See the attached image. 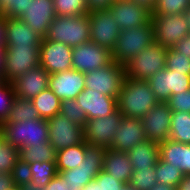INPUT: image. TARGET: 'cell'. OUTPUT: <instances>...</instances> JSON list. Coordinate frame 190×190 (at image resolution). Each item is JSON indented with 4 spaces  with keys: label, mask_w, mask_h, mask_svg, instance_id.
<instances>
[{
    "label": "cell",
    "mask_w": 190,
    "mask_h": 190,
    "mask_svg": "<svg viewBox=\"0 0 190 190\" xmlns=\"http://www.w3.org/2000/svg\"><path fill=\"white\" fill-rule=\"evenodd\" d=\"M103 170L110 174L113 179L125 184L129 183L133 168L128 153L111 148L106 149Z\"/></svg>",
    "instance_id": "25"
},
{
    "label": "cell",
    "mask_w": 190,
    "mask_h": 190,
    "mask_svg": "<svg viewBox=\"0 0 190 190\" xmlns=\"http://www.w3.org/2000/svg\"><path fill=\"white\" fill-rule=\"evenodd\" d=\"M169 139L182 144H190L189 112H172Z\"/></svg>",
    "instance_id": "30"
},
{
    "label": "cell",
    "mask_w": 190,
    "mask_h": 190,
    "mask_svg": "<svg viewBox=\"0 0 190 190\" xmlns=\"http://www.w3.org/2000/svg\"><path fill=\"white\" fill-rule=\"evenodd\" d=\"M155 42L152 23L135 28L121 30L112 50L113 61L125 65L143 49Z\"/></svg>",
    "instance_id": "4"
},
{
    "label": "cell",
    "mask_w": 190,
    "mask_h": 190,
    "mask_svg": "<svg viewBox=\"0 0 190 190\" xmlns=\"http://www.w3.org/2000/svg\"><path fill=\"white\" fill-rule=\"evenodd\" d=\"M40 65V46L6 47L4 81L17 77Z\"/></svg>",
    "instance_id": "9"
},
{
    "label": "cell",
    "mask_w": 190,
    "mask_h": 190,
    "mask_svg": "<svg viewBox=\"0 0 190 190\" xmlns=\"http://www.w3.org/2000/svg\"><path fill=\"white\" fill-rule=\"evenodd\" d=\"M172 111L166 102H158L141 118L148 140L162 142L169 139Z\"/></svg>",
    "instance_id": "17"
},
{
    "label": "cell",
    "mask_w": 190,
    "mask_h": 190,
    "mask_svg": "<svg viewBox=\"0 0 190 190\" xmlns=\"http://www.w3.org/2000/svg\"><path fill=\"white\" fill-rule=\"evenodd\" d=\"M49 143L55 151L84 142L83 127L70 121L65 116L56 114L47 119Z\"/></svg>",
    "instance_id": "11"
},
{
    "label": "cell",
    "mask_w": 190,
    "mask_h": 190,
    "mask_svg": "<svg viewBox=\"0 0 190 190\" xmlns=\"http://www.w3.org/2000/svg\"><path fill=\"white\" fill-rule=\"evenodd\" d=\"M55 18L53 0H29L27 9L20 19L40 37L45 38Z\"/></svg>",
    "instance_id": "18"
},
{
    "label": "cell",
    "mask_w": 190,
    "mask_h": 190,
    "mask_svg": "<svg viewBox=\"0 0 190 190\" xmlns=\"http://www.w3.org/2000/svg\"><path fill=\"white\" fill-rule=\"evenodd\" d=\"M107 10L121 30L151 23L152 13L129 0H114Z\"/></svg>",
    "instance_id": "16"
},
{
    "label": "cell",
    "mask_w": 190,
    "mask_h": 190,
    "mask_svg": "<svg viewBox=\"0 0 190 190\" xmlns=\"http://www.w3.org/2000/svg\"><path fill=\"white\" fill-rule=\"evenodd\" d=\"M0 135L18 149L48 143V122L43 118L25 122H6L0 126Z\"/></svg>",
    "instance_id": "2"
},
{
    "label": "cell",
    "mask_w": 190,
    "mask_h": 190,
    "mask_svg": "<svg viewBox=\"0 0 190 190\" xmlns=\"http://www.w3.org/2000/svg\"><path fill=\"white\" fill-rule=\"evenodd\" d=\"M72 49L67 44L42 38L40 45V66L49 74L73 69Z\"/></svg>",
    "instance_id": "15"
},
{
    "label": "cell",
    "mask_w": 190,
    "mask_h": 190,
    "mask_svg": "<svg viewBox=\"0 0 190 190\" xmlns=\"http://www.w3.org/2000/svg\"><path fill=\"white\" fill-rule=\"evenodd\" d=\"M48 88L61 101L75 99L85 89V73L70 69L50 74Z\"/></svg>",
    "instance_id": "19"
},
{
    "label": "cell",
    "mask_w": 190,
    "mask_h": 190,
    "mask_svg": "<svg viewBox=\"0 0 190 190\" xmlns=\"http://www.w3.org/2000/svg\"><path fill=\"white\" fill-rule=\"evenodd\" d=\"M122 117L116 109L103 118L87 120L83 127L84 141L89 145L110 148Z\"/></svg>",
    "instance_id": "10"
},
{
    "label": "cell",
    "mask_w": 190,
    "mask_h": 190,
    "mask_svg": "<svg viewBox=\"0 0 190 190\" xmlns=\"http://www.w3.org/2000/svg\"><path fill=\"white\" fill-rule=\"evenodd\" d=\"M150 190H177V187L167 184L156 183V185Z\"/></svg>",
    "instance_id": "55"
},
{
    "label": "cell",
    "mask_w": 190,
    "mask_h": 190,
    "mask_svg": "<svg viewBox=\"0 0 190 190\" xmlns=\"http://www.w3.org/2000/svg\"><path fill=\"white\" fill-rule=\"evenodd\" d=\"M82 190H101V185L95 179L90 181Z\"/></svg>",
    "instance_id": "54"
},
{
    "label": "cell",
    "mask_w": 190,
    "mask_h": 190,
    "mask_svg": "<svg viewBox=\"0 0 190 190\" xmlns=\"http://www.w3.org/2000/svg\"><path fill=\"white\" fill-rule=\"evenodd\" d=\"M60 114L68 118L70 121L84 127L88 118L77 103L76 99H68L61 101Z\"/></svg>",
    "instance_id": "38"
},
{
    "label": "cell",
    "mask_w": 190,
    "mask_h": 190,
    "mask_svg": "<svg viewBox=\"0 0 190 190\" xmlns=\"http://www.w3.org/2000/svg\"><path fill=\"white\" fill-rule=\"evenodd\" d=\"M10 174L16 188L27 184L32 180V170L30 164L24 162L20 158L16 160L15 166L12 168Z\"/></svg>",
    "instance_id": "42"
},
{
    "label": "cell",
    "mask_w": 190,
    "mask_h": 190,
    "mask_svg": "<svg viewBox=\"0 0 190 190\" xmlns=\"http://www.w3.org/2000/svg\"><path fill=\"white\" fill-rule=\"evenodd\" d=\"M166 68L176 72H183L185 75H190V57L176 51L173 47L168 48Z\"/></svg>",
    "instance_id": "39"
},
{
    "label": "cell",
    "mask_w": 190,
    "mask_h": 190,
    "mask_svg": "<svg viewBox=\"0 0 190 190\" xmlns=\"http://www.w3.org/2000/svg\"><path fill=\"white\" fill-rule=\"evenodd\" d=\"M15 98L13 83L2 81L0 83V126L7 122Z\"/></svg>",
    "instance_id": "35"
},
{
    "label": "cell",
    "mask_w": 190,
    "mask_h": 190,
    "mask_svg": "<svg viewBox=\"0 0 190 190\" xmlns=\"http://www.w3.org/2000/svg\"><path fill=\"white\" fill-rule=\"evenodd\" d=\"M155 174L157 183L167 184L177 187L178 183L183 179L184 174L180 169L172 164L164 162L161 158L156 163Z\"/></svg>",
    "instance_id": "32"
},
{
    "label": "cell",
    "mask_w": 190,
    "mask_h": 190,
    "mask_svg": "<svg viewBox=\"0 0 190 190\" xmlns=\"http://www.w3.org/2000/svg\"><path fill=\"white\" fill-rule=\"evenodd\" d=\"M90 24V41L112 52L121 32L120 27L114 21L107 10H95L88 13Z\"/></svg>",
    "instance_id": "12"
},
{
    "label": "cell",
    "mask_w": 190,
    "mask_h": 190,
    "mask_svg": "<svg viewBox=\"0 0 190 190\" xmlns=\"http://www.w3.org/2000/svg\"><path fill=\"white\" fill-rule=\"evenodd\" d=\"M155 43L171 48L178 41L190 35L188 23L183 14L152 15Z\"/></svg>",
    "instance_id": "8"
},
{
    "label": "cell",
    "mask_w": 190,
    "mask_h": 190,
    "mask_svg": "<svg viewBox=\"0 0 190 190\" xmlns=\"http://www.w3.org/2000/svg\"><path fill=\"white\" fill-rule=\"evenodd\" d=\"M173 48L182 53L185 54V56L190 57V35L184 37L180 41H178Z\"/></svg>",
    "instance_id": "47"
},
{
    "label": "cell",
    "mask_w": 190,
    "mask_h": 190,
    "mask_svg": "<svg viewBox=\"0 0 190 190\" xmlns=\"http://www.w3.org/2000/svg\"><path fill=\"white\" fill-rule=\"evenodd\" d=\"M40 118L49 119L60 113L61 100L49 88L32 99Z\"/></svg>",
    "instance_id": "28"
},
{
    "label": "cell",
    "mask_w": 190,
    "mask_h": 190,
    "mask_svg": "<svg viewBox=\"0 0 190 190\" xmlns=\"http://www.w3.org/2000/svg\"><path fill=\"white\" fill-rule=\"evenodd\" d=\"M44 190H69V187L64 178L57 174L50 180V183L44 187Z\"/></svg>",
    "instance_id": "45"
},
{
    "label": "cell",
    "mask_w": 190,
    "mask_h": 190,
    "mask_svg": "<svg viewBox=\"0 0 190 190\" xmlns=\"http://www.w3.org/2000/svg\"><path fill=\"white\" fill-rule=\"evenodd\" d=\"M49 73L37 66L12 81L16 97L32 100L48 88Z\"/></svg>",
    "instance_id": "22"
},
{
    "label": "cell",
    "mask_w": 190,
    "mask_h": 190,
    "mask_svg": "<svg viewBox=\"0 0 190 190\" xmlns=\"http://www.w3.org/2000/svg\"><path fill=\"white\" fill-rule=\"evenodd\" d=\"M29 0H0V15L6 18H18L24 15Z\"/></svg>",
    "instance_id": "41"
},
{
    "label": "cell",
    "mask_w": 190,
    "mask_h": 190,
    "mask_svg": "<svg viewBox=\"0 0 190 190\" xmlns=\"http://www.w3.org/2000/svg\"><path fill=\"white\" fill-rule=\"evenodd\" d=\"M6 47H0V77L4 81V66H5Z\"/></svg>",
    "instance_id": "51"
},
{
    "label": "cell",
    "mask_w": 190,
    "mask_h": 190,
    "mask_svg": "<svg viewBox=\"0 0 190 190\" xmlns=\"http://www.w3.org/2000/svg\"><path fill=\"white\" fill-rule=\"evenodd\" d=\"M155 176V167L133 170L129 184L136 190H150L157 183Z\"/></svg>",
    "instance_id": "37"
},
{
    "label": "cell",
    "mask_w": 190,
    "mask_h": 190,
    "mask_svg": "<svg viewBox=\"0 0 190 190\" xmlns=\"http://www.w3.org/2000/svg\"><path fill=\"white\" fill-rule=\"evenodd\" d=\"M32 170V182L45 187L57 174L56 162L29 163Z\"/></svg>",
    "instance_id": "33"
},
{
    "label": "cell",
    "mask_w": 190,
    "mask_h": 190,
    "mask_svg": "<svg viewBox=\"0 0 190 190\" xmlns=\"http://www.w3.org/2000/svg\"><path fill=\"white\" fill-rule=\"evenodd\" d=\"M125 78L124 65L113 61L106 67L86 72L85 88L95 90L99 93L117 99Z\"/></svg>",
    "instance_id": "7"
},
{
    "label": "cell",
    "mask_w": 190,
    "mask_h": 190,
    "mask_svg": "<svg viewBox=\"0 0 190 190\" xmlns=\"http://www.w3.org/2000/svg\"><path fill=\"white\" fill-rule=\"evenodd\" d=\"M177 190H190V175H184L177 185Z\"/></svg>",
    "instance_id": "52"
},
{
    "label": "cell",
    "mask_w": 190,
    "mask_h": 190,
    "mask_svg": "<svg viewBox=\"0 0 190 190\" xmlns=\"http://www.w3.org/2000/svg\"><path fill=\"white\" fill-rule=\"evenodd\" d=\"M6 25L5 17L0 15V47H6Z\"/></svg>",
    "instance_id": "50"
},
{
    "label": "cell",
    "mask_w": 190,
    "mask_h": 190,
    "mask_svg": "<svg viewBox=\"0 0 190 190\" xmlns=\"http://www.w3.org/2000/svg\"><path fill=\"white\" fill-rule=\"evenodd\" d=\"M19 158L24 162H56V151L50 143L26 146L19 149Z\"/></svg>",
    "instance_id": "29"
},
{
    "label": "cell",
    "mask_w": 190,
    "mask_h": 190,
    "mask_svg": "<svg viewBox=\"0 0 190 190\" xmlns=\"http://www.w3.org/2000/svg\"><path fill=\"white\" fill-rule=\"evenodd\" d=\"M39 118L40 116L32 100L16 97L7 122H25L26 120L31 121Z\"/></svg>",
    "instance_id": "31"
},
{
    "label": "cell",
    "mask_w": 190,
    "mask_h": 190,
    "mask_svg": "<svg viewBox=\"0 0 190 190\" xmlns=\"http://www.w3.org/2000/svg\"><path fill=\"white\" fill-rule=\"evenodd\" d=\"M6 47L40 46L42 37L18 18H6Z\"/></svg>",
    "instance_id": "23"
},
{
    "label": "cell",
    "mask_w": 190,
    "mask_h": 190,
    "mask_svg": "<svg viewBox=\"0 0 190 190\" xmlns=\"http://www.w3.org/2000/svg\"><path fill=\"white\" fill-rule=\"evenodd\" d=\"M18 190H44V187L38 186L36 183L30 181L29 183L18 187Z\"/></svg>",
    "instance_id": "53"
},
{
    "label": "cell",
    "mask_w": 190,
    "mask_h": 190,
    "mask_svg": "<svg viewBox=\"0 0 190 190\" xmlns=\"http://www.w3.org/2000/svg\"><path fill=\"white\" fill-rule=\"evenodd\" d=\"M182 14L185 17L188 23L189 30H190V6Z\"/></svg>",
    "instance_id": "56"
},
{
    "label": "cell",
    "mask_w": 190,
    "mask_h": 190,
    "mask_svg": "<svg viewBox=\"0 0 190 190\" xmlns=\"http://www.w3.org/2000/svg\"><path fill=\"white\" fill-rule=\"evenodd\" d=\"M121 190H136V189L133 188L129 183H126V184L123 185Z\"/></svg>",
    "instance_id": "57"
},
{
    "label": "cell",
    "mask_w": 190,
    "mask_h": 190,
    "mask_svg": "<svg viewBox=\"0 0 190 190\" xmlns=\"http://www.w3.org/2000/svg\"><path fill=\"white\" fill-rule=\"evenodd\" d=\"M15 184L10 173H0V190H14Z\"/></svg>",
    "instance_id": "48"
},
{
    "label": "cell",
    "mask_w": 190,
    "mask_h": 190,
    "mask_svg": "<svg viewBox=\"0 0 190 190\" xmlns=\"http://www.w3.org/2000/svg\"><path fill=\"white\" fill-rule=\"evenodd\" d=\"M190 6V0H157L152 15L182 14Z\"/></svg>",
    "instance_id": "40"
},
{
    "label": "cell",
    "mask_w": 190,
    "mask_h": 190,
    "mask_svg": "<svg viewBox=\"0 0 190 190\" xmlns=\"http://www.w3.org/2000/svg\"><path fill=\"white\" fill-rule=\"evenodd\" d=\"M87 145L84 141L81 144L56 151L57 171L62 172L77 168L83 162Z\"/></svg>",
    "instance_id": "27"
},
{
    "label": "cell",
    "mask_w": 190,
    "mask_h": 190,
    "mask_svg": "<svg viewBox=\"0 0 190 190\" xmlns=\"http://www.w3.org/2000/svg\"><path fill=\"white\" fill-rule=\"evenodd\" d=\"M98 184L101 185V190H121L125 183L117 181L111 177L110 174L105 172L103 169L95 178Z\"/></svg>",
    "instance_id": "44"
},
{
    "label": "cell",
    "mask_w": 190,
    "mask_h": 190,
    "mask_svg": "<svg viewBox=\"0 0 190 190\" xmlns=\"http://www.w3.org/2000/svg\"><path fill=\"white\" fill-rule=\"evenodd\" d=\"M158 102L147 80L126 77L117 98V109L123 116L141 119Z\"/></svg>",
    "instance_id": "1"
},
{
    "label": "cell",
    "mask_w": 190,
    "mask_h": 190,
    "mask_svg": "<svg viewBox=\"0 0 190 190\" xmlns=\"http://www.w3.org/2000/svg\"><path fill=\"white\" fill-rule=\"evenodd\" d=\"M145 140L148 139L141 119L123 116L110 148L116 151L128 152Z\"/></svg>",
    "instance_id": "20"
},
{
    "label": "cell",
    "mask_w": 190,
    "mask_h": 190,
    "mask_svg": "<svg viewBox=\"0 0 190 190\" xmlns=\"http://www.w3.org/2000/svg\"><path fill=\"white\" fill-rule=\"evenodd\" d=\"M56 16H79L88 14L86 0H53Z\"/></svg>",
    "instance_id": "34"
},
{
    "label": "cell",
    "mask_w": 190,
    "mask_h": 190,
    "mask_svg": "<svg viewBox=\"0 0 190 190\" xmlns=\"http://www.w3.org/2000/svg\"><path fill=\"white\" fill-rule=\"evenodd\" d=\"M127 153L133 170L155 167L160 158L159 142L145 140L134 146Z\"/></svg>",
    "instance_id": "26"
},
{
    "label": "cell",
    "mask_w": 190,
    "mask_h": 190,
    "mask_svg": "<svg viewBox=\"0 0 190 190\" xmlns=\"http://www.w3.org/2000/svg\"><path fill=\"white\" fill-rule=\"evenodd\" d=\"M147 82L159 102H166L172 94L190 90V75L164 68Z\"/></svg>",
    "instance_id": "14"
},
{
    "label": "cell",
    "mask_w": 190,
    "mask_h": 190,
    "mask_svg": "<svg viewBox=\"0 0 190 190\" xmlns=\"http://www.w3.org/2000/svg\"><path fill=\"white\" fill-rule=\"evenodd\" d=\"M19 158V149L0 135V173H11Z\"/></svg>",
    "instance_id": "36"
},
{
    "label": "cell",
    "mask_w": 190,
    "mask_h": 190,
    "mask_svg": "<svg viewBox=\"0 0 190 190\" xmlns=\"http://www.w3.org/2000/svg\"><path fill=\"white\" fill-rule=\"evenodd\" d=\"M88 120L103 118L117 109V99L85 88L76 98Z\"/></svg>",
    "instance_id": "21"
},
{
    "label": "cell",
    "mask_w": 190,
    "mask_h": 190,
    "mask_svg": "<svg viewBox=\"0 0 190 190\" xmlns=\"http://www.w3.org/2000/svg\"><path fill=\"white\" fill-rule=\"evenodd\" d=\"M160 158L190 175V144H182L170 139L159 142Z\"/></svg>",
    "instance_id": "24"
},
{
    "label": "cell",
    "mask_w": 190,
    "mask_h": 190,
    "mask_svg": "<svg viewBox=\"0 0 190 190\" xmlns=\"http://www.w3.org/2000/svg\"><path fill=\"white\" fill-rule=\"evenodd\" d=\"M105 151L106 148L102 146L88 144L83 162L77 168L58 172L68 184L69 190H82L98 176L103 169Z\"/></svg>",
    "instance_id": "5"
},
{
    "label": "cell",
    "mask_w": 190,
    "mask_h": 190,
    "mask_svg": "<svg viewBox=\"0 0 190 190\" xmlns=\"http://www.w3.org/2000/svg\"><path fill=\"white\" fill-rule=\"evenodd\" d=\"M45 39L75 47L90 41L89 15L56 16Z\"/></svg>",
    "instance_id": "3"
},
{
    "label": "cell",
    "mask_w": 190,
    "mask_h": 190,
    "mask_svg": "<svg viewBox=\"0 0 190 190\" xmlns=\"http://www.w3.org/2000/svg\"><path fill=\"white\" fill-rule=\"evenodd\" d=\"M134 2L135 4L146 8L149 10L151 13H153L156 5H157V0H129Z\"/></svg>",
    "instance_id": "49"
},
{
    "label": "cell",
    "mask_w": 190,
    "mask_h": 190,
    "mask_svg": "<svg viewBox=\"0 0 190 190\" xmlns=\"http://www.w3.org/2000/svg\"><path fill=\"white\" fill-rule=\"evenodd\" d=\"M167 52L168 48L154 42L124 65L126 77L148 80L158 71L166 68Z\"/></svg>",
    "instance_id": "6"
},
{
    "label": "cell",
    "mask_w": 190,
    "mask_h": 190,
    "mask_svg": "<svg viewBox=\"0 0 190 190\" xmlns=\"http://www.w3.org/2000/svg\"><path fill=\"white\" fill-rule=\"evenodd\" d=\"M88 12L108 9L114 0H86Z\"/></svg>",
    "instance_id": "46"
},
{
    "label": "cell",
    "mask_w": 190,
    "mask_h": 190,
    "mask_svg": "<svg viewBox=\"0 0 190 190\" xmlns=\"http://www.w3.org/2000/svg\"><path fill=\"white\" fill-rule=\"evenodd\" d=\"M112 62V52L92 41L75 46L72 49L73 69L82 73L106 67Z\"/></svg>",
    "instance_id": "13"
},
{
    "label": "cell",
    "mask_w": 190,
    "mask_h": 190,
    "mask_svg": "<svg viewBox=\"0 0 190 190\" xmlns=\"http://www.w3.org/2000/svg\"><path fill=\"white\" fill-rule=\"evenodd\" d=\"M166 104L172 112L190 113V90L172 94Z\"/></svg>",
    "instance_id": "43"
}]
</instances>
